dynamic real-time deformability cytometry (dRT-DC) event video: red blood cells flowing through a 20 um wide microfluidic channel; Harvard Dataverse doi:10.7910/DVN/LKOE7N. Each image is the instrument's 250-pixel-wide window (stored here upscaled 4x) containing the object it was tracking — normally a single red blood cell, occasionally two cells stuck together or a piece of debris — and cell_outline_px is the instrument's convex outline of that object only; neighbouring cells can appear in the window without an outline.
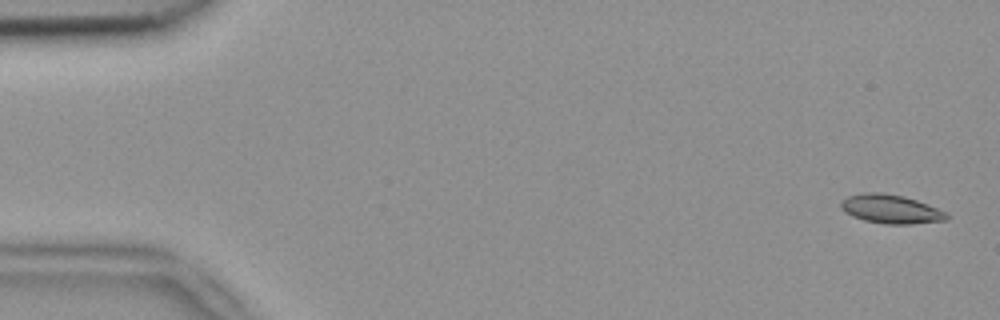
{"species": "common noctule bat (a hibernating species)", "species_latin": "Nyctalus noctula", "temperature_condition": "room temperature", "stored_images_in_passage": 5, "camera_frame_rate_fps": 3000, "um_per_image_px": 0.085, "animal": {"sex": "female", "body_mass_g": 18.4}, "frame": {"image": 1, "passage_image": 1, "time_ms": 0.0, "image_size_px": [1000, 320], "cell_outline_px": [[948, 220], [912, 224], [884, 224], [864, 220], [852, 216], [844, 212], [840, 208], [840, 204], [848, 196], [864, 192], [880, 192], [904, 196], [916, 200], [948, 212]], "centroid_in_image_um": [75.73, 17.77], "position_along_channel_um": 9.3, "area_um2": 17.86}}